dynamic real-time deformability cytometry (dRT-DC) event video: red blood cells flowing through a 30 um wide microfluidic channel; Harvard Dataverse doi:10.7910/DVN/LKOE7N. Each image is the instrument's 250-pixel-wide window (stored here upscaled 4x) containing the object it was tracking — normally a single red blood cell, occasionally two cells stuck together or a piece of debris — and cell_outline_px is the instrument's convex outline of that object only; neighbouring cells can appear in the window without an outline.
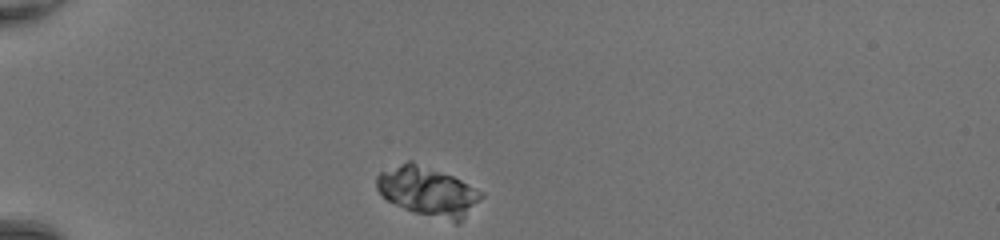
{"species": "common noctule bat (a hibernating species)", "species_latin": "Nyctalus noctula", "temperature_condition": "room temperature", "stored_images_in_passage": 36, "camera_frame_rate_fps": 3000, "um_per_image_px": 0.085, "animal": {"sex": "female", "body_mass_g": 20.0, "forearm_length_mm": 54.0}, "frame": {"image": 1, "passage_image": 1, "time_ms": 0.0, "image_size_px": [1000, 240], "cell_outline_px": [[484, 196], [456, 224], [416, 212], [404, 208], [388, 200], [376, 188], [376, 176], [380, 172], [408, 160], [412, 160], [452, 176], [484, 192]], "centroid_in_image_um": [36.36, 16.25], "position_along_channel_um": 48.6, "area_um2": 29.77}}
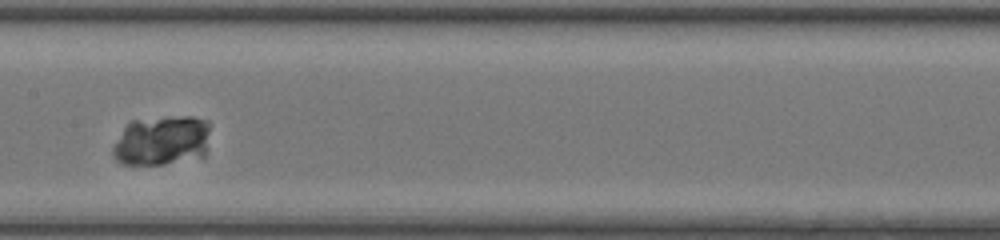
{"frame": {"image": 2, "passage_image": 14, "time_ms": 4.333, "image_size_px": [1000, 240], "cell_outline_px": [[208, 132], [204, 156], [164, 164], [124, 164], [116, 160], [112, 152], [112, 148], [124, 128], [132, 120], [180, 116], [192, 116], [208, 120]], "centroid_in_image_um": [13.75, 11.94], "position_along_channel_um": 193.7, "area_um2": 27.92}}
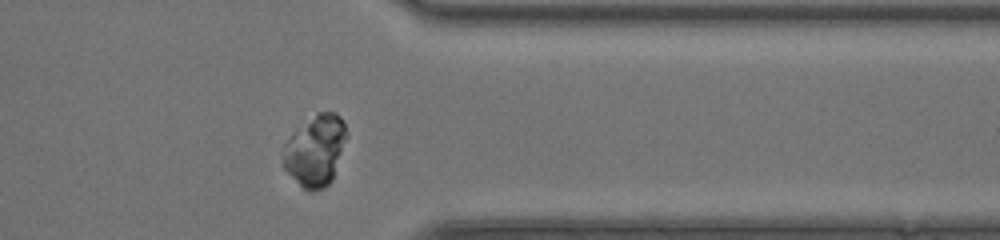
{"frame": {"image": 3, "passage_image": 28, "time_ms": 9.0, "image_size_px": [1000, 240], "cell_outline_px": [[348, 136], [332, 180], [324, 188], [308, 192], [284, 168], [284, 144], [292, 132], [316, 112], [336, 112], [340, 116], [344, 124]], "centroid_in_image_um": [26.83, 12.76], "position_along_channel_um": 384.6, "area_um2": 26.24}}